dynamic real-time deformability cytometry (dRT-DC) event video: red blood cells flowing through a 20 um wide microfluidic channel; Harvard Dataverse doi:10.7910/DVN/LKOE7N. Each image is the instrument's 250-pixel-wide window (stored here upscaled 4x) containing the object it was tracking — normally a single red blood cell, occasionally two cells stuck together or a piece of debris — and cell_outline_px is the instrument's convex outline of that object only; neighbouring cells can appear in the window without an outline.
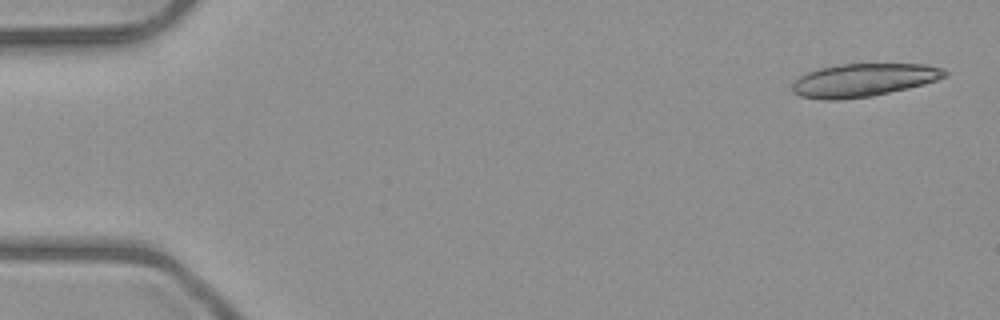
{"species": "common noctule bat (a hibernating species)", "species_latin": "Nyctalus noctula", "temperature_condition": "room temperature", "stored_images_in_passage": 5, "camera_frame_rate_fps": 3000, "um_per_image_px": 0.085, "animal": {"sex": "male", "body_mass_g": 23.1, "forearm_length_mm": 52.7}, "frame": {"image": 1, "passage_image": 1, "time_ms": 0.0, "image_size_px": [1000, 320], "cell_outline_px": [[948, 76], [924, 84], [872, 96], [836, 100], [820, 100], [800, 96], [792, 92], [792, 84], [800, 76], [808, 72], [820, 68], [844, 64], [928, 64], [944, 68], [948, 72]], "centroid_in_image_um": [73.42, 6.81], "position_along_channel_um": 11.6, "area_um2": 29.42}}